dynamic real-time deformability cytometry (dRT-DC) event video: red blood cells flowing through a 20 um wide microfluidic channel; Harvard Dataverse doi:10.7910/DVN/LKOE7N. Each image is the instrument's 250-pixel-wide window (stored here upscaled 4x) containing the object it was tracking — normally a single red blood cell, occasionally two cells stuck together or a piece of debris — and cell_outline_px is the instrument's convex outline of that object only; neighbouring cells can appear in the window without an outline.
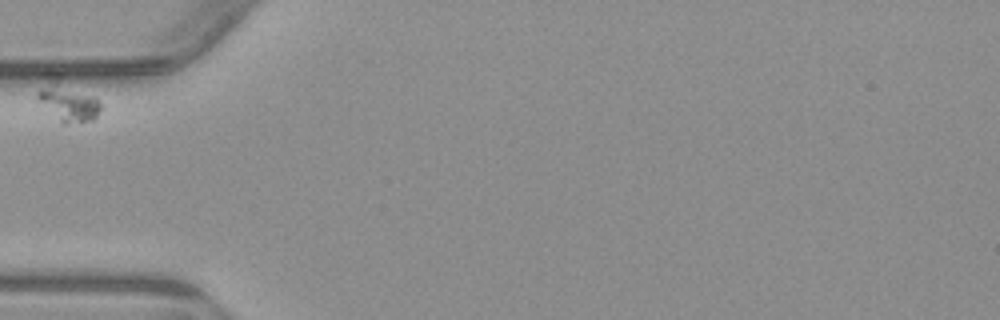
{"species": "common noctule bat (a hibernating species)", "species_latin": "Nyctalus noctula", "temperature_condition": "warm", "stored_images_in_passage": 7, "camera_frame_rate_fps": 3000, "um_per_image_px": 0.085, "animal": {"sex": "male", "body_mass_g": 23.1, "forearm_length_mm": 52.7}, "frame": {"image": 1, "passage_image": 1, "time_ms": 0.0, "image_size_px": [1000, 320], "cell_outline_px": [[100, 108], [96, 116], [92, 120], [68, 124], [60, 124], [36, 96], [36, 92], [44, 72], [60, 72], [96, 96], [100, 104]], "centroid_in_image_um": [5.68, 8.42], "position_along_channel_um": 79.3, "area_um2": 16.24}}